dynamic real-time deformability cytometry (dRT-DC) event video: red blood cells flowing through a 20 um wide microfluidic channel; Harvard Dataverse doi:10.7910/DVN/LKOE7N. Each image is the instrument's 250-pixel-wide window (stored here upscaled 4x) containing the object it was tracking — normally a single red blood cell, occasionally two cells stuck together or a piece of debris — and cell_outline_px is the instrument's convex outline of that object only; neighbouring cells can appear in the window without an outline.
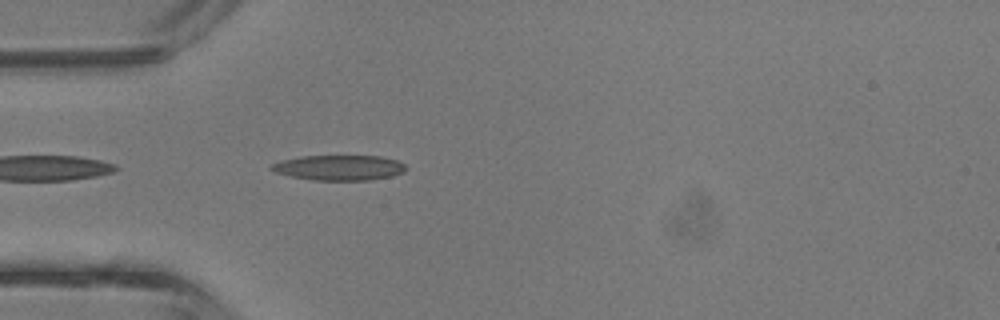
{"species": "common noctule bat (a hibernating species)", "species_latin": "Nyctalus noctula", "temperature_condition": "room temperature", "stored_images_in_passage": 31, "camera_frame_rate_fps": 3000, "um_per_image_px": 0.085, "animal": {"sex": "male", "body_mass_g": 13.3}, "frame": {"image": 1, "passage_image": 1, "time_ms": 0.0, "image_size_px": [1000, 320], "cell_outline_px": [[404, 172], [392, 176], [368, 180], [312, 180], [292, 176], [276, 172], [268, 168], [272, 164], [280, 160], [300, 156], [380, 156], [396, 160], [404, 164]], "centroid_in_image_um": [28.8, 14.25], "position_along_channel_um": 56.2, "area_um2": 19.65}}
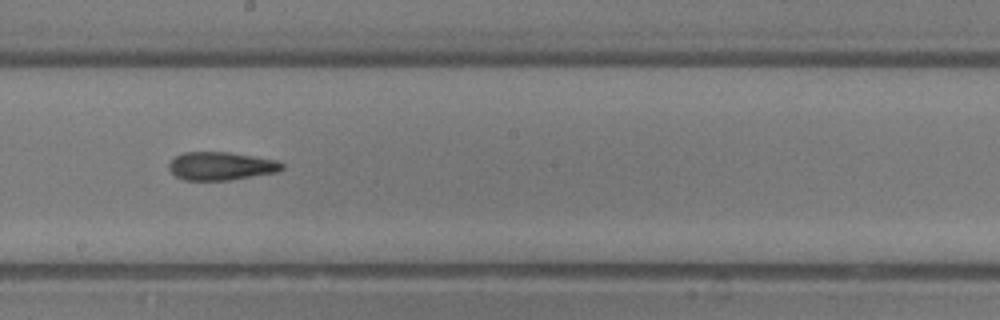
{"frame": {"image": 2, "passage_image": 12, "time_ms": 3.667, "image_size_px": [1000, 320], "cell_outline_px": [[284, 168], [280, 172], [228, 180], [184, 180], [176, 176], [168, 168], [168, 164], [176, 156], [184, 152], [228, 152], [276, 160], [284, 164]], "centroid_in_image_um": [18.81, 14.12], "position_along_channel_um": 229.4, "area_um2": 18.55}}
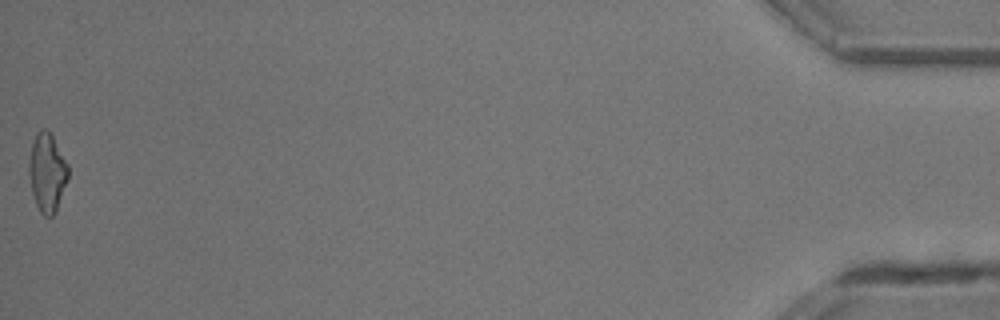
{"frame": {"image": 3, "passage_image": 31, "time_ms": 10.0, "image_size_px": [1000, 320], "cell_outline_px": [[68, 180], [56, 212], [52, 216], [44, 216], [40, 212], [36, 204], [32, 192], [28, 172], [28, 164], [32, 140], [36, 132], [40, 128], [44, 128], [52, 136], [68, 164]], "centroid_in_image_um": [4.0, 14.66], "position_along_channel_um": 431.2, "area_um2": 18.09}, "authors_computed_cell_mechanics": {"area_um2": 18.2648, "velocity_mm_per_s": 4.8385, "shape_relaxation_time_tau1_ms": 5.6234, "shape_relaxation_time_tau2_ms": 3.0802, "deformation_change_tau1": 0.1701, "deformation_change_tau2": 0.147}}